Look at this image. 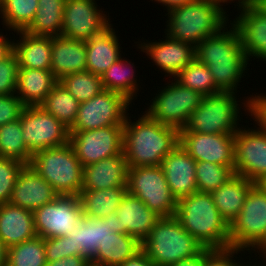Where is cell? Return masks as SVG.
Segmentation results:
<instances>
[{
    "label": "cell",
    "instance_id": "obj_20",
    "mask_svg": "<svg viewBox=\"0 0 266 266\" xmlns=\"http://www.w3.org/2000/svg\"><path fill=\"white\" fill-rule=\"evenodd\" d=\"M167 184L172 196L179 199L198 192L196 161L178 144L162 161Z\"/></svg>",
    "mask_w": 266,
    "mask_h": 266
},
{
    "label": "cell",
    "instance_id": "obj_14",
    "mask_svg": "<svg viewBox=\"0 0 266 266\" xmlns=\"http://www.w3.org/2000/svg\"><path fill=\"white\" fill-rule=\"evenodd\" d=\"M33 214L36 235L44 239L69 235L83 217L78 195H59Z\"/></svg>",
    "mask_w": 266,
    "mask_h": 266
},
{
    "label": "cell",
    "instance_id": "obj_55",
    "mask_svg": "<svg viewBox=\"0 0 266 266\" xmlns=\"http://www.w3.org/2000/svg\"><path fill=\"white\" fill-rule=\"evenodd\" d=\"M248 257H249V262L247 261V263H246V261L244 260V266H266V257H263V256H261V255H259L258 257V259H261L262 261H260L259 260V262H258V265H257V261L255 260V262L252 264V262L250 261L251 260V258L252 257H250V255L249 256H247V257H244V258H247L248 259Z\"/></svg>",
    "mask_w": 266,
    "mask_h": 266
},
{
    "label": "cell",
    "instance_id": "obj_35",
    "mask_svg": "<svg viewBox=\"0 0 266 266\" xmlns=\"http://www.w3.org/2000/svg\"><path fill=\"white\" fill-rule=\"evenodd\" d=\"M38 0H0V20L5 30L24 31L33 21Z\"/></svg>",
    "mask_w": 266,
    "mask_h": 266
},
{
    "label": "cell",
    "instance_id": "obj_21",
    "mask_svg": "<svg viewBox=\"0 0 266 266\" xmlns=\"http://www.w3.org/2000/svg\"><path fill=\"white\" fill-rule=\"evenodd\" d=\"M58 196L43 177L30 165H25L17 176L10 203L34 212Z\"/></svg>",
    "mask_w": 266,
    "mask_h": 266
},
{
    "label": "cell",
    "instance_id": "obj_37",
    "mask_svg": "<svg viewBox=\"0 0 266 266\" xmlns=\"http://www.w3.org/2000/svg\"><path fill=\"white\" fill-rule=\"evenodd\" d=\"M45 240L35 236L7 248V266H46Z\"/></svg>",
    "mask_w": 266,
    "mask_h": 266
},
{
    "label": "cell",
    "instance_id": "obj_2",
    "mask_svg": "<svg viewBox=\"0 0 266 266\" xmlns=\"http://www.w3.org/2000/svg\"><path fill=\"white\" fill-rule=\"evenodd\" d=\"M141 112L137 118L136 114L129 116L131 113L126 116L123 125L124 158L128 167L161 166L163 159L179 144V130Z\"/></svg>",
    "mask_w": 266,
    "mask_h": 266
},
{
    "label": "cell",
    "instance_id": "obj_38",
    "mask_svg": "<svg viewBox=\"0 0 266 266\" xmlns=\"http://www.w3.org/2000/svg\"><path fill=\"white\" fill-rule=\"evenodd\" d=\"M174 79L182 86L208 96L220 92L208 67L196 59L182 69Z\"/></svg>",
    "mask_w": 266,
    "mask_h": 266
},
{
    "label": "cell",
    "instance_id": "obj_29",
    "mask_svg": "<svg viewBox=\"0 0 266 266\" xmlns=\"http://www.w3.org/2000/svg\"><path fill=\"white\" fill-rule=\"evenodd\" d=\"M255 184L253 181L235 174L211 193L220 215L229 225L242 210L246 197Z\"/></svg>",
    "mask_w": 266,
    "mask_h": 266
},
{
    "label": "cell",
    "instance_id": "obj_54",
    "mask_svg": "<svg viewBox=\"0 0 266 266\" xmlns=\"http://www.w3.org/2000/svg\"><path fill=\"white\" fill-rule=\"evenodd\" d=\"M7 248L0 239V266H6Z\"/></svg>",
    "mask_w": 266,
    "mask_h": 266
},
{
    "label": "cell",
    "instance_id": "obj_26",
    "mask_svg": "<svg viewBox=\"0 0 266 266\" xmlns=\"http://www.w3.org/2000/svg\"><path fill=\"white\" fill-rule=\"evenodd\" d=\"M11 33L12 38H14L13 52L17 56L19 68L50 70L52 54L51 36H34L25 31L14 32L17 34L16 36L13 34V31Z\"/></svg>",
    "mask_w": 266,
    "mask_h": 266
},
{
    "label": "cell",
    "instance_id": "obj_9",
    "mask_svg": "<svg viewBox=\"0 0 266 266\" xmlns=\"http://www.w3.org/2000/svg\"><path fill=\"white\" fill-rule=\"evenodd\" d=\"M153 93L144 111L157 122L181 130L187 124L191 113L200 105L203 96L182 86L174 78Z\"/></svg>",
    "mask_w": 266,
    "mask_h": 266
},
{
    "label": "cell",
    "instance_id": "obj_44",
    "mask_svg": "<svg viewBox=\"0 0 266 266\" xmlns=\"http://www.w3.org/2000/svg\"><path fill=\"white\" fill-rule=\"evenodd\" d=\"M92 224L93 246H95V256L99 246L113 233H119V219L115 213L105 218L86 217Z\"/></svg>",
    "mask_w": 266,
    "mask_h": 266
},
{
    "label": "cell",
    "instance_id": "obj_48",
    "mask_svg": "<svg viewBox=\"0 0 266 266\" xmlns=\"http://www.w3.org/2000/svg\"><path fill=\"white\" fill-rule=\"evenodd\" d=\"M46 266H91V262L82 256H67L53 262H47Z\"/></svg>",
    "mask_w": 266,
    "mask_h": 266
},
{
    "label": "cell",
    "instance_id": "obj_47",
    "mask_svg": "<svg viewBox=\"0 0 266 266\" xmlns=\"http://www.w3.org/2000/svg\"><path fill=\"white\" fill-rule=\"evenodd\" d=\"M46 262H53L68 255L65 237L45 238Z\"/></svg>",
    "mask_w": 266,
    "mask_h": 266
},
{
    "label": "cell",
    "instance_id": "obj_6",
    "mask_svg": "<svg viewBox=\"0 0 266 266\" xmlns=\"http://www.w3.org/2000/svg\"><path fill=\"white\" fill-rule=\"evenodd\" d=\"M141 249L156 266H171L199 255L205 248L191 236L175 216L161 217L141 243Z\"/></svg>",
    "mask_w": 266,
    "mask_h": 266
},
{
    "label": "cell",
    "instance_id": "obj_8",
    "mask_svg": "<svg viewBox=\"0 0 266 266\" xmlns=\"http://www.w3.org/2000/svg\"><path fill=\"white\" fill-rule=\"evenodd\" d=\"M230 247L245 250L252 257L266 248V193L256 184L230 224Z\"/></svg>",
    "mask_w": 266,
    "mask_h": 266
},
{
    "label": "cell",
    "instance_id": "obj_7",
    "mask_svg": "<svg viewBox=\"0 0 266 266\" xmlns=\"http://www.w3.org/2000/svg\"><path fill=\"white\" fill-rule=\"evenodd\" d=\"M29 165L58 195L79 196L81 193L83 167L69 143L36 152Z\"/></svg>",
    "mask_w": 266,
    "mask_h": 266
},
{
    "label": "cell",
    "instance_id": "obj_34",
    "mask_svg": "<svg viewBox=\"0 0 266 266\" xmlns=\"http://www.w3.org/2000/svg\"><path fill=\"white\" fill-rule=\"evenodd\" d=\"M39 106L70 129L76 121L80 102L58 81Z\"/></svg>",
    "mask_w": 266,
    "mask_h": 266
},
{
    "label": "cell",
    "instance_id": "obj_11",
    "mask_svg": "<svg viewBox=\"0 0 266 266\" xmlns=\"http://www.w3.org/2000/svg\"><path fill=\"white\" fill-rule=\"evenodd\" d=\"M132 102L121 93L102 90L88 101L80 103L77 118L70 133L124 125Z\"/></svg>",
    "mask_w": 266,
    "mask_h": 266
},
{
    "label": "cell",
    "instance_id": "obj_28",
    "mask_svg": "<svg viewBox=\"0 0 266 266\" xmlns=\"http://www.w3.org/2000/svg\"><path fill=\"white\" fill-rule=\"evenodd\" d=\"M57 82L51 70L19 68L15 94L25 106H39Z\"/></svg>",
    "mask_w": 266,
    "mask_h": 266
},
{
    "label": "cell",
    "instance_id": "obj_46",
    "mask_svg": "<svg viewBox=\"0 0 266 266\" xmlns=\"http://www.w3.org/2000/svg\"><path fill=\"white\" fill-rule=\"evenodd\" d=\"M24 107L16 94L0 95V127L19 119Z\"/></svg>",
    "mask_w": 266,
    "mask_h": 266
},
{
    "label": "cell",
    "instance_id": "obj_19",
    "mask_svg": "<svg viewBox=\"0 0 266 266\" xmlns=\"http://www.w3.org/2000/svg\"><path fill=\"white\" fill-rule=\"evenodd\" d=\"M231 22L239 32L242 47L250 61L266 64V14L253 2L239 9ZM252 58V59H251Z\"/></svg>",
    "mask_w": 266,
    "mask_h": 266
},
{
    "label": "cell",
    "instance_id": "obj_10",
    "mask_svg": "<svg viewBox=\"0 0 266 266\" xmlns=\"http://www.w3.org/2000/svg\"><path fill=\"white\" fill-rule=\"evenodd\" d=\"M127 192L158 216H175L177 200L170 192L161 166L129 167Z\"/></svg>",
    "mask_w": 266,
    "mask_h": 266
},
{
    "label": "cell",
    "instance_id": "obj_23",
    "mask_svg": "<svg viewBox=\"0 0 266 266\" xmlns=\"http://www.w3.org/2000/svg\"><path fill=\"white\" fill-rule=\"evenodd\" d=\"M128 164L123 152L83 167L81 190L127 187Z\"/></svg>",
    "mask_w": 266,
    "mask_h": 266
},
{
    "label": "cell",
    "instance_id": "obj_52",
    "mask_svg": "<svg viewBox=\"0 0 266 266\" xmlns=\"http://www.w3.org/2000/svg\"><path fill=\"white\" fill-rule=\"evenodd\" d=\"M171 266H205V249L199 255L180 260Z\"/></svg>",
    "mask_w": 266,
    "mask_h": 266
},
{
    "label": "cell",
    "instance_id": "obj_13",
    "mask_svg": "<svg viewBox=\"0 0 266 266\" xmlns=\"http://www.w3.org/2000/svg\"><path fill=\"white\" fill-rule=\"evenodd\" d=\"M20 122L23 140L32 155L69 143V128L41 106H25L20 115Z\"/></svg>",
    "mask_w": 266,
    "mask_h": 266
},
{
    "label": "cell",
    "instance_id": "obj_24",
    "mask_svg": "<svg viewBox=\"0 0 266 266\" xmlns=\"http://www.w3.org/2000/svg\"><path fill=\"white\" fill-rule=\"evenodd\" d=\"M113 25L111 24L102 33L85 41L86 70L93 74L101 76L114 62L123 56L122 44L119 41L121 39Z\"/></svg>",
    "mask_w": 266,
    "mask_h": 266
},
{
    "label": "cell",
    "instance_id": "obj_53",
    "mask_svg": "<svg viewBox=\"0 0 266 266\" xmlns=\"http://www.w3.org/2000/svg\"><path fill=\"white\" fill-rule=\"evenodd\" d=\"M205 1L216 3V4L220 5L225 10L227 9L225 6H227L229 4H232V2H233V3H235L234 4V6H235L234 8H236V5H237V11L239 9H241L243 6H245L248 3L252 2V0H205Z\"/></svg>",
    "mask_w": 266,
    "mask_h": 266
},
{
    "label": "cell",
    "instance_id": "obj_15",
    "mask_svg": "<svg viewBox=\"0 0 266 266\" xmlns=\"http://www.w3.org/2000/svg\"><path fill=\"white\" fill-rule=\"evenodd\" d=\"M99 0H66L61 36L87 41L102 33L112 23ZM103 9V10H102Z\"/></svg>",
    "mask_w": 266,
    "mask_h": 266
},
{
    "label": "cell",
    "instance_id": "obj_31",
    "mask_svg": "<svg viewBox=\"0 0 266 266\" xmlns=\"http://www.w3.org/2000/svg\"><path fill=\"white\" fill-rule=\"evenodd\" d=\"M141 250V243L128 234L113 233L99 246L91 266H120Z\"/></svg>",
    "mask_w": 266,
    "mask_h": 266
},
{
    "label": "cell",
    "instance_id": "obj_1",
    "mask_svg": "<svg viewBox=\"0 0 266 266\" xmlns=\"http://www.w3.org/2000/svg\"><path fill=\"white\" fill-rule=\"evenodd\" d=\"M195 59L210 70L215 85L221 91L238 90L251 62L242 47L235 25L230 21L217 33L210 35L195 47ZM238 90V91H237Z\"/></svg>",
    "mask_w": 266,
    "mask_h": 266
},
{
    "label": "cell",
    "instance_id": "obj_45",
    "mask_svg": "<svg viewBox=\"0 0 266 266\" xmlns=\"http://www.w3.org/2000/svg\"><path fill=\"white\" fill-rule=\"evenodd\" d=\"M18 69V59L14 52L0 61V95L16 93Z\"/></svg>",
    "mask_w": 266,
    "mask_h": 266
},
{
    "label": "cell",
    "instance_id": "obj_40",
    "mask_svg": "<svg viewBox=\"0 0 266 266\" xmlns=\"http://www.w3.org/2000/svg\"><path fill=\"white\" fill-rule=\"evenodd\" d=\"M196 184L198 192L212 193L235 175L229 166L207 161L196 162Z\"/></svg>",
    "mask_w": 266,
    "mask_h": 266
},
{
    "label": "cell",
    "instance_id": "obj_4",
    "mask_svg": "<svg viewBox=\"0 0 266 266\" xmlns=\"http://www.w3.org/2000/svg\"><path fill=\"white\" fill-rule=\"evenodd\" d=\"M253 94L243 99L237 97L239 93L231 91L203 96L200 105L191 113L187 124L179 132L236 134L242 126L240 123H243L241 114L251 116Z\"/></svg>",
    "mask_w": 266,
    "mask_h": 266
},
{
    "label": "cell",
    "instance_id": "obj_17",
    "mask_svg": "<svg viewBox=\"0 0 266 266\" xmlns=\"http://www.w3.org/2000/svg\"><path fill=\"white\" fill-rule=\"evenodd\" d=\"M165 38V39H163ZM163 38L157 40L134 41L140 52L145 53L163 77L174 78L182 69L195 59V47L187 42L169 38L163 34ZM146 40V41H145Z\"/></svg>",
    "mask_w": 266,
    "mask_h": 266
},
{
    "label": "cell",
    "instance_id": "obj_56",
    "mask_svg": "<svg viewBox=\"0 0 266 266\" xmlns=\"http://www.w3.org/2000/svg\"><path fill=\"white\" fill-rule=\"evenodd\" d=\"M256 185L266 193V175L263 176L259 181H257Z\"/></svg>",
    "mask_w": 266,
    "mask_h": 266
},
{
    "label": "cell",
    "instance_id": "obj_36",
    "mask_svg": "<svg viewBox=\"0 0 266 266\" xmlns=\"http://www.w3.org/2000/svg\"><path fill=\"white\" fill-rule=\"evenodd\" d=\"M22 134L20 118L0 127V157L30 164L32 154L27 149Z\"/></svg>",
    "mask_w": 266,
    "mask_h": 266
},
{
    "label": "cell",
    "instance_id": "obj_39",
    "mask_svg": "<svg viewBox=\"0 0 266 266\" xmlns=\"http://www.w3.org/2000/svg\"><path fill=\"white\" fill-rule=\"evenodd\" d=\"M58 81L80 103L88 101L104 90L100 76L87 70L66 75Z\"/></svg>",
    "mask_w": 266,
    "mask_h": 266
},
{
    "label": "cell",
    "instance_id": "obj_25",
    "mask_svg": "<svg viewBox=\"0 0 266 266\" xmlns=\"http://www.w3.org/2000/svg\"><path fill=\"white\" fill-rule=\"evenodd\" d=\"M32 211L9 203L0 204V239L6 248L34 238Z\"/></svg>",
    "mask_w": 266,
    "mask_h": 266
},
{
    "label": "cell",
    "instance_id": "obj_57",
    "mask_svg": "<svg viewBox=\"0 0 266 266\" xmlns=\"http://www.w3.org/2000/svg\"><path fill=\"white\" fill-rule=\"evenodd\" d=\"M259 255L266 257V248Z\"/></svg>",
    "mask_w": 266,
    "mask_h": 266
},
{
    "label": "cell",
    "instance_id": "obj_49",
    "mask_svg": "<svg viewBox=\"0 0 266 266\" xmlns=\"http://www.w3.org/2000/svg\"><path fill=\"white\" fill-rule=\"evenodd\" d=\"M120 266H156V265L141 249L133 257L128 258Z\"/></svg>",
    "mask_w": 266,
    "mask_h": 266
},
{
    "label": "cell",
    "instance_id": "obj_51",
    "mask_svg": "<svg viewBox=\"0 0 266 266\" xmlns=\"http://www.w3.org/2000/svg\"><path fill=\"white\" fill-rule=\"evenodd\" d=\"M150 1H154L156 3H158V5L160 4L161 6H163V10L170 12L173 9L182 7L186 4L192 3L195 0H150Z\"/></svg>",
    "mask_w": 266,
    "mask_h": 266
},
{
    "label": "cell",
    "instance_id": "obj_41",
    "mask_svg": "<svg viewBox=\"0 0 266 266\" xmlns=\"http://www.w3.org/2000/svg\"><path fill=\"white\" fill-rule=\"evenodd\" d=\"M66 239L67 252L69 256H82L91 261L95 257V246H93L92 224L85 217L73 231L64 236Z\"/></svg>",
    "mask_w": 266,
    "mask_h": 266
},
{
    "label": "cell",
    "instance_id": "obj_16",
    "mask_svg": "<svg viewBox=\"0 0 266 266\" xmlns=\"http://www.w3.org/2000/svg\"><path fill=\"white\" fill-rule=\"evenodd\" d=\"M69 144L82 167L122 153L123 125L70 133Z\"/></svg>",
    "mask_w": 266,
    "mask_h": 266
},
{
    "label": "cell",
    "instance_id": "obj_22",
    "mask_svg": "<svg viewBox=\"0 0 266 266\" xmlns=\"http://www.w3.org/2000/svg\"><path fill=\"white\" fill-rule=\"evenodd\" d=\"M115 214L119 219V233L128 234L142 243L161 218L151 211L139 198L123 196Z\"/></svg>",
    "mask_w": 266,
    "mask_h": 266
},
{
    "label": "cell",
    "instance_id": "obj_18",
    "mask_svg": "<svg viewBox=\"0 0 266 266\" xmlns=\"http://www.w3.org/2000/svg\"><path fill=\"white\" fill-rule=\"evenodd\" d=\"M235 134L179 132L180 146L196 161H207L234 170Z\"/></svg>",
    "mask_w": 266,
    "mask_h": 266
},
{
    "label": "cell",
    "instance_id": "obj_42",
    "mask_svg": "<svg viewBox=\"0 0 266 266\" xmlns=\"http://www.w3.org/2000/svg\"><path fill=\"white\" fill-rule=\"evenodd\" d=\"M24 163L0 157V204L9 203L19 172Z\"/></svg>",
    "mask_w": 266,
    "mask_h": 266
},
{
    "label": "cell",
    "instance_id": "obj_30",
    "mask_svg": "<svg viewBox=\"0 0 266 266\" xmlns=\"http://www.w3.org/2000/svg\"><path fill=\"white\" fill-rule=\"evenodd\" d=\"M123 55L102 73L100 78L104 90L121 93L133 103L139 96L137 94H140L139 91L142 89L140 84L143 80L137 78L135 63L126 59L125 52Z\"/></svg>",
    "mask_w": 266,
    "mask_h": 266
},
{
    "label": "cell",
    "instance_id": "obj_43",
    "mask_svg": "<svg viewBox=\"0 0 266 266\" xmlns=\"http://www.w3.org/2000/svg\"><path fill=\"white\" fill-rule=\"evenodd\" d=\"M245 253L247 254V251L232 247L225 249L205 248V266H241L244 262L243 257L246 256Z\"/></svg>",
    "mask_w": 266,
    "mask_h": 266
},
{
    "label": "cell",
    "instance_id": "obj_27",
    "mask_svg": "<svg viewBox=\"0 0 266 266\" xmlns=\"http://www.w3.org/2000/svg\"><path fill=\"white\" fill-rule=\"evenodd\" d=\"M51 68L54 77H62L86 70L85 41L63 36L52 37Z\"/></svg>",
    "mask_w": 266,
    "mask_h": 266
},
{
    "label": "cell",
    "instance_id": "obj_33",
    "mask_svg": "<svg viewBox=\"0 0 266 266\" xmlns=\"http://www.w3.org/2000/svg\"><path fill=\"white\" fill-rule=\"evenodd\" d=\"M66 0H38V8L31 24L24 30L34 36H60Z\"/></svg>",
    "mask_w": 266,
    "mask_h": 266
},
{
    "label": "cell",
    "instance_id": "obj_32",
    "mask_svg": "<svg viewBox=\"0 0 266 266\" xmlns=\"http://www.w3.org/2000/svg\"><path fill=\"white\" fill-rule=\"evenodd\" d=\"M127 187H112L103 190H81L79 194L83 216L105 218L115 213Z\"/></svg>",
    "mask_w": 266,
    "mask_h": 266
},
{
    "label": "cell",
    "instance_id": "obj_50",
    "mask_svg": "<svg viewBox=\"0 0 266 266\" xmlns=\"http://www.w3.org/2000/svg\"><path fill=\"white\" fill-rule=\"evenodd\" d=\"M1 30V29H0ZM4 35L2 30L0 31V61L4 60L13 52V40L11 36Z\"/></svg>",
    "mask_w": 266,
    "mask_h": 266
},
{
    "label": "cell",
    "instance_id": "obj_5",
    "mask_svg": "<svg viewBox=\"0 0 266 266\" xmlns=\"http://www.w3.org/2000/svg\"><path fill=\"white\" fill-rule=\"evenodd\" d=\"M227 13L229 14L216 3L195 0L168 13L165 12L164 16H167V19L164 33L169 38L187 42L196 47L231 21Z\"/></svg>",
    "mask_w": 266,
    "mask_h": 266
},
{
    "label": "cell",
    "instance_id": "obj_12",
    "mask_svg": "<svg viewBox=\"0 0 266 266\" xmlns=\"http://www.w3.org/2000/svg\"><path fill=\"white\" fill-rule=\"evenodd\" d=\"M246 118L255 125L249 128L245 120L246 125L235 134L234 172L256 183L266 175V129L252 116Z\"/></svg>",
    "mask_w": 266,
    "mask_h": 266
},
{
    "label": "cell",
    "instance_id": "obj_3",
    "mask_svg": "<svg viewBox=\"0 0 266 266\" xmlns=\"http://www.w3.org/2000/svg\"><path fill=\"white\" fill-rule=\"evenodd\" d=\"M175 217L204 248L230 247V225L220 215L211 193L195 192L179 199Z\"/></svg>",
    "mask_w": 266,
    "mask_h": 266
}]
</instances>
